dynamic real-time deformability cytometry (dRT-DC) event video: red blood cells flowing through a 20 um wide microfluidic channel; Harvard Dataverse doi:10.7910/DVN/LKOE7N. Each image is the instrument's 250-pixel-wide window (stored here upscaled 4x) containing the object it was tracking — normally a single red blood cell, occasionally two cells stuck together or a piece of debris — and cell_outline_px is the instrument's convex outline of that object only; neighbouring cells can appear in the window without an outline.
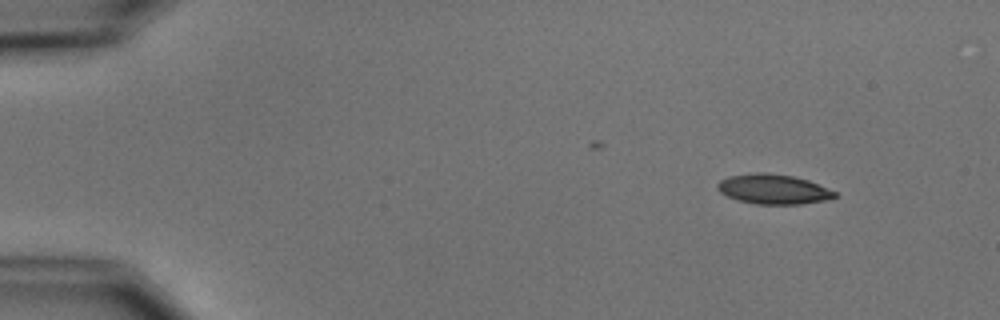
{"species": "common noctule bat (a hibernating species)", "species_latin": "Nyctalus noctula", "temperature_condition": "cold", "stored_images_in_passage": 4, "camera_frame_rate_fps": 3000, "um_per_image_px": 0.085, "animal": {"sex": "male", "body_mass_g": 15.6}, "frame": {"image": 1, "passage_image": 1, "time_ms": 0.0, "image_size_px": [1000, 320], "cell_outline_px": [[836, 196], [824, 200], [800, 204], [756, 204], [736, 200], [720, 192], [716, 188], [716, 184], [720, 180], [728, 176], [756, 172], [768, 172], [792, 176], [808, 180], [836, 192]], "centroid_in_image_um": [65.67, 16.07], "position_along_channel_um": 19.3, "area_um2": 20.35}}
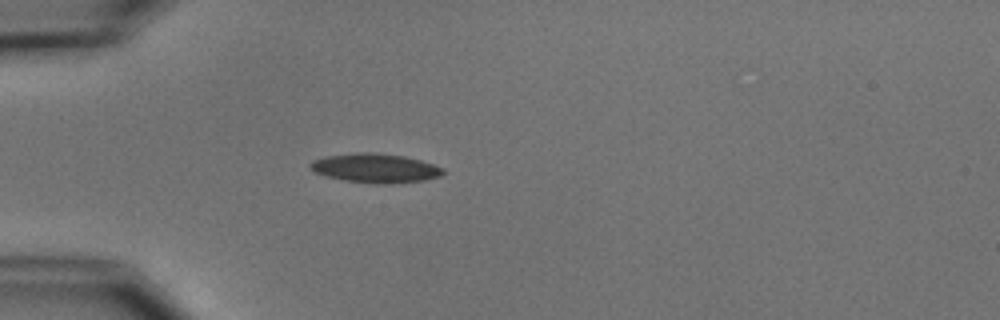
{"frame": {"image": 2, "passage_image": 4, "time_ms": 3.333, "image_size_px": [1000, 320], "cell_outline_px": [[444, 172], [440, 176], [424, 180], [392, 184], [376, 184], [344, 180], [328, 176], [316, 172], [308, 164], [312, 160], [324, 156], [360, 152], [376, 152], [404, 156], [420, 160], [444, 168]], "centroid_in_image_um": [31.91, 14.29], "position_along_channel_um": 53.1, "area_um2": 22.54}}